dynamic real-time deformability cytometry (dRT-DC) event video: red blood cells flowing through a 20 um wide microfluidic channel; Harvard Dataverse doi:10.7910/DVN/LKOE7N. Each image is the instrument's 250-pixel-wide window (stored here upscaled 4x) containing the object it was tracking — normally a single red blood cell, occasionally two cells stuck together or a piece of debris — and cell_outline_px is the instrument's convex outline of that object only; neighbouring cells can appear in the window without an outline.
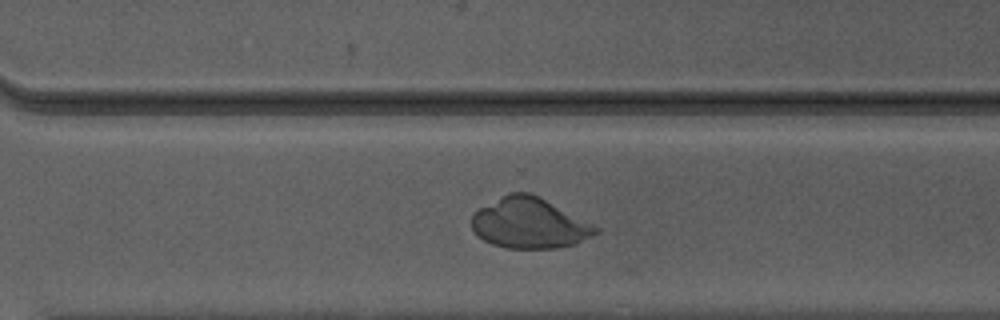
{"species": "Egyptian fruit bat (a non-hibernating species)", "species_latin": "Rousettus aegyptiacus", "temperature_condition": "warm", "stored_images_in_passage": 27, "camera_frame_rate_fps": 3000, "um_per_image_px": 0.085, "animal": {"sex": "male"}, "frame": {"image": 1, "passage_image": 22, "time_ms": 7.0, "image_size_px": [1000, 320], "cell_outline_px": [[600, 232], [576, 244], [556, 248], [508, 248], [492, 244], [484, 240], [472, 228], [472, 216], [480, 208], [508, 192], [528, 192], [600, 228]], "centroid_in_image_um": [45.0, 18.99], "position_along_channel_um": 325.6, "area_um2": 35.84}}